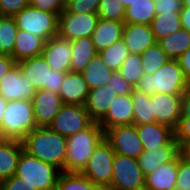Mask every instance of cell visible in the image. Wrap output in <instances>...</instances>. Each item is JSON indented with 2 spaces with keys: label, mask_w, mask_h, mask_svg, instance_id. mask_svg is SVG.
<instances>
[{
  "label": "cell",
  "mask_w": 190,
  "mask_h": 190,
  "mask_svg": "<svg viewBox=\"0 0 190 190\" xmlns=\"http://www.w3.org/2000/svg\"><path fill=\"white\" fill-rule=\"evenodd\" d=\"M23 150L65 172L67 137L48 126L36 127L22 141Z\"/></svg>",
  "instance_id": "cell-1"
},
{
  "label": "cell",
  "mask_w": 190,
  "mask_h": 190,
  "mask_svg": "<svg viewBox=\"0 0 190 190\" xmlns=\"http://www.w3.org/2000/svg\"><path fill=\"white\" fill-rule=\"evenodd\" d=\"M103 138L104 130L95 121L87 128L67 137L65 172L81 173Z\"/></svg>",
  "instance_id": "cell-2"
},
{
  "label": "cell",
  "mask_w": 190,
  "mask_h": 190,
  "mask_svg": "<svg viewBox=\"0 0 190 190\" xmlns=\"http://www.w3.org/2000/svg\"><path fill=\"white\" fill-rule=\"evenodd\" d=\"M188 85L179 61L170 59L153 75L144 74L134 89L148 95L154 93L182 95Z\"/></svg>",
  "instance_id": "cell-3"
},
{
  "label": "cell",
  "mask_w": 190,
  "mask_h": 190,
  "mask_svg": "<svg viewBox=\"0 0 190 190\" xmlns=\"http://www.w3.org/2000/svg\"><path fill=\"white\" fill-rule=\"evenodd\" d=\"M32 102L28 100L8 101L0 122V139L22 142L36 128Z\"/></svg>",
  "instance_id": "cell-4"
},
{
  "label": "cell",
  "mask_w": 190,
  "mask_h": 190,
  "mask_svg": "<svg viewBox=\"0 0 190 190\" xmlns=\"http://www.w3.org/2000/svg\"><path fill=\"white\" fill-rule=\"evenodd\" d=\"M62 171L24 150L21 152L15 175L22 178L37 190H56L57 181Z\"/></svg>",
  "instance_id": "cell-5"
},
{
  "label": "cell",
  "mask_w": 190,
  "mask_h": 190,
  "mask_svg": "<svg viewBox=\"0 0 190 190\" xmlns=\"http://www.w3.org/2000/svg\"><path fill=\"white\" fill-rule=\"evenodd\" d=\"M18 29L42 38L45 42L58 36V15L27 5L15 16Z\"/></svg>",
  "instance_id": "cell-6"
},
{
  "label": "cell",
  "mask_w": 190,
  "mask_h": 190,
  "mask_svg": "<svg viewBox=\"0 0 190 190\" xmlns=\"http://www.w3.org/2000/svg\"><path fill=\"white\" fill-rule=\"evenodd\" d=\"M17 63L36 90L46 89L59 93L65 73L52 70L42 55L26 58Z\"/></svg>",
  "instance_id": "cell-7"
},
{
  "label": "cell",
  "mask_w": 190,
  "mask_h": 190,
  "mask_svg": "<svg viewBox=\"0 0 190 190\" xmlns=\"http://www.w3.org/2000/svg\"><path fill=\"white\" fill-rule=\"evenodd\" d=\"M114 157L115 152L110 143L103 138L95 147L92 156L81 174L95 185L107 190L111 184Z\"/></svg>",
  "instance_id": "cell-8"
},
{
  "label": "cell",
  "mask_w": 190,
  "mask_h": 190,
  "mask_svg": "<svg viewBox=\"0 0 190 190\" xmlns=\"http://www.w3.org/2000/svg\"><path fill=\"white\" fill-rule=\"evenodd\" d=\"M145 187L138 160L115 154L110 187L107 190H137Z\"/></svg>",
  "instance_id": "cell-9"
},
{
  "label": "cell",
  "mask_w": 190,
  "mask_h": 190,
  "mask_svg": "<svg viewBox=\"0 0 190 190\" xmlns=\"http://www.w3.org/2000/svg\"><path fill=\"white\" fill-rule=\"evenodd\" d=\"M97 13L76 14L65 9L58 15V36L70 42L91 37L97 27Z\"/></svg>",
  "instance_id": "cell-10"
},
{
  "label": "cell",
  "mask_w": 190,
  "mask_h": 190,
  "mask_svg": "<svg viewBox=\"0 0 190 190\" xmlns=\"http://www.w3.org/2000/svg\"><path fill=\"white\" fill-rule=\"evenodd\" d=\"M92 122L85 106L63 104L48 127L62 136L69 137L87 128Z\"/></svg>",
  "instance_id": "cell-11"
},
{
  "label": "cell",
  "mask_w": 190,
  "mask_h": 190,
  "mask_svg": "<svg viewBox=\"0 0 190 190\" xmlns=\"http://www.w3.org/2000/svg\"><path fill=\"white\" fill-rule=\"evenodd\" d=\"M104 138L115 154L137 159L144 151L135 124L111 127L104 132Z\"/></svg>",
  "instance_id": "cell-12"
},
{
  "label": "cell",
  "mask_w": 190,
  "mask_h": 190,
  "mask_svg": "<svg viewBox=\"0 0 190 190\" xmlns=\"http://www.w3.org/2000/svg\"><path fill=\"white\" fill-rule=\"evenodd\" d=\"M151 115L155 122L175 130L182 113V95L154 93L150 95Z\"/></svg>",
  "instance_id": "cell-13"
},
{
  "label": "cell",
  "mask_w": 190,
  "mask_h": 190,
  "mask_svg": "<svg viewBox=\"0 0 190 190\" xmlns=\"http://www.w3.org/2000/svg\"><path fill=\"white\" fill-rule=\"evenodd\" d=\"M36 89L22 73L18 63L0 80V95L5 101H31Z\"/></svg>",
  "instance_id": "cell-14"
},
{
  "label": "cell",
  "mask_w": 190,
  "mask_h": 190,
  "mask_svg": "<svg viewBox=\"0 0 190 190\" xmlns=\"http://www.w3.org/2000/svg\"><path fill=\"white\" fill-rule=\"evenodd\" d=\"M31 102L37 127L49 126L63 105L58 93L46 89L36 90Z\"/></svg>",
  "instance_id": "cell-15"
},
{
  "label": "cell",
  "mask_w": 190,
  "mask_h": 190,
  "mask_svg": "<svg viewBox=\"0 0 190 190\" xmlns=\"http://www.w3.org/2000/svg\"><path fill=\"white\" fill-rule=\"evenodd\" d=\"M52 70L67 73L71 71V42L59 36L47 40L41 53Z\"/></svg>",
  "instance_id": "cell-16"
},
{
  "label": "cell",
  "mask_w": 190,
  "mask_h": 190,
  "mask_svg": "<svg viewBox=\"0 0 190 190\" xmlns=\"http://www.w3.org/2000/svg\"><path fill=\"white\" fill-rule=\"evenodd\" d=\"M133 102L131 94L117 95L107 113L98 121L104 132L114 126L133 124Z\"/></svg>",
  "instance_id": "cell-17"
},
{
  "label": "cell",
  "mask_w": 190,
  "mask_h": 190,
  "mask_svg": "<svg viewBox=\"0 0 190 190\" xmlns=\"http://www.w3.org/2000/svg\"><path fill=\"white\" fill-rule=\"evenodd\" d=\"M144 150L160 149L175 138V131L164 124L152 122L136 125Z\"/></svg>",
  "instance_id": "cell-18"
},
{
  "label": "cell",
  "mask_w": 190,
  "mask_h": 190,
  "mask_svg": "<svg viewBox=\"0 0 190 190\" xmlns=\"http://www.w3.org/2000/svg\"><path fill=\"white\" fill-rule=\"evenodd\" d=\"M90 89L81 73L68 71L65 73L59 95L63 104L85 106Z\"/></svg>",
  "instance_id": "cell-19"
},
{
  "label": "cell",
  "mask_w": 190,
  "mask_h": 190,
  "mask_svg": "<svg viewBox=\"0 0 190 190\" xmlns=\"http://www.w3.org/2000/svg\"><path fill=\"white\" fill-rule=\"evenodd\" d=\"M180 149L174 138L168 145L160 149L144 150L137 158L139 166L146 177L161 164L172 161L179 153Z\"/></svg>",
  "instance_id": "cell-20"
},
{
  "label": "cell",
  "mask_w": 190,
  "mask_h": 190,
  "mask_svg": "<svg viewBox=\"0 0 190 190\" xmlns=\"http://www.w3.org/2000/svg\"><path fill=\"white\" fill-rule=\"evenodd\" d=\"M122 39L130 53L142 54L149 46L157 41L150 25L125 24Z\"/></svg>",
  "instance_id": "cell-21"
},
{
  "label": "cell",
  "mask_w": 190,
  "mask_h": 190,
  "mask_svg": "<svg viewBox=\"0 0 190 190\" xmlns=\"http://www.w3.org/2000/svg\"><path fill=\"white\" fill-rule=\"evenodd\" d=\"M178 175V155L170 162L161 164L145 177L149 190H175Z\"/></svg>",
  "instance_id": "cell-22"
},
{
  "label": "cell",
  "mask_w": 190,
  "mask_h": 190,
  "mask_svg": "<svg viewBox=\"0 0 190 190\" xmlns=\"http://www.w3.org/2000/svg\"><path fill=\"white\" fill-rule=\"evenodd\" d=\"M116 96L117 93L108 84L90 89L85 103L90 118L98 122L107 113Z\"/></svg>",
  "instance_id": "cell-23"
},
{
  "label": "cell",
  "mask_w": 190,
  "mask_h": 190,
  "mask_svg": "<svg viewBox=\"0 0 190 190\" xmlns=\"http://www.w3.org/2000/svg\"><path fill=\"white\" fill-rule=\"evenodd\" d=\"M124 25V22L99 18L97 27L91 35L95 50L100 52L122 39Z\"/></svg>",
  "instance_id": "cell-24"
},
{
  "label": "cell",
  "mask_w": 190,
  "mask_h": 190,
  "mask_svg": "<svg viewBox=\"0 0 190 190\" xmlns=\"http://www.w3.org/2000/svg\"><path fill=\"white\" fill-rule=\"evenodd\" d=\"M22 151V142L0 139V182L15 175Z\"/></svg>",
  "instance_id": "cell-25"
},
{
  "label": "cell",
  "mask_w": 190,
  "mask_h": 190,
  "mask_svg": "<svg viewBox=\"0 0 190 190\" xmlns=\"http://www.w3.org/2000/svg\"><path fill=\"white\" fill-rule=\"evenodd\" d=\"M44 44L45 41L42 38L18 29L11 57L18 62L26 58L40 56L43 51Z\"/></svg>",
  "instance_id": "cell-26"
},
{
  "label": "cell",
  "mask_w": 190,
  "mask_h": 190,
  "mask_svg": "<svg viewBox=\"0 0 190 190\" xmlns=\"http://www.w3.org/2000/svg\"><path fill=\"white\" fill-rule=\"evenodd\" d=\"M72 60L71 71L81 73L95 57V50L91 37L79 38L71 42Z\"/></svg>",
  "instance_id": "cell-27"
},
{
  "label": "cell",
  "mask_w": 190,
  "mask_h": 190,
  "mask_svg": "<svg viewBox=\"0 0 190 190\" xmlns=\"http://www.w3.org/2000/svg\"><path fill=\"white\" fill-rule=\"evenodd\" d=\"M156 16L154 0H134L125 8V24L150 25Z\"/></svg>",
  "instance_id": "cell-28"
},
{
  "label": "cell",
  "mask_w": 190,
  "mask_h": 190,
  "mask_svg": "<svg viewBox=\"0 0 190 190\" xmlns=\"http://www.w3.org/2000/svg\"><path fill=\"white\" fill-rule=\"evenodd\" d=\"M113 73L114 71L107 67L99 54L93 57L90 63L81 72L89 89L106 85Z\"/></svg>",
  "instance_id": "cell-29"
},
{
  "label": "cell",
  "mask_w": 190,
  "mask_h": 190,
  "mask_svg": "<svg viewBox=\"0 0 190 190\" xmlns=\"http://www.w3.org/2000/svg\"><path fill=\"white\" fill-rule=\"evenodd\" d=\"M158 43L170 59H178L190 47V32L181 28Z\"/></svg>",
  "instance_id": "cell-30"
},
{
  "label": "cell",
  "mask_w": 190,
  "mask_h": 190,
  "mask_svg": "<svg viewBox=\"0 0 190 190\" xmlns=\"http://www.w3.org/2000/svg\"><path fill=\"white\" fill-rule=\"evenodd\" d=\"M150 26L155 40L158 42L162 38L182 28L180 13L158 14L153 18Z\"/></svg>",
  "instance_id": "cell-31"
},
{
  "label": "cell",
  "mask_w": 190,
  "mask_h": 190,
  "mask_svg": "<svg viewBox=\"0 0 190 190\" xmlns=\"http://www.w3.org/2000/svg\"><path fill=\"white\" fill-rule=\"evenodd\" d=\"M17 32L15 18L0 15V55H12Z\"/></svg>",
  "instance_id": "cell-32"
},
{
  "label": "cell",
  "mask_w": 190,
  "mask_h": 190,
  "mask_svg": "<svg viewBox=\"0 0 190 190\" xmlns=\"http://www.w3.org/2000/svg\"><path fill=\"white\" fill-rule=\"evenodd\" d=\"M133 102V124L142 125L155 122L154 115H151L150 95L133 90L131 93Z\"/></svg>",
  "instance_id": "cell-33"
},
{
  "label": "cell",
  "mask_w": 190,
  "mask_h": 190,
  "mask_svg": "<svg viewBox=\"0 0 190 190\" xmlns=\"http://www.w3.org/2000/svg\"><path fill=\"white\" fill-rule=\"evenodd\" d=\"M56 190H104L81 173L61 172Z\"/></svg>",
  "instance_id": "cell-34"
},
{
  "label": "cell",
  "mask_w": 190,
  "mask_h": 190,
  "mask_svg": "<svg viewBox=\"0 0 190 190\" xmlns=\"http://www.w3.org/2000/svg\"><path fill=\"white\" fill-rule=\"evenodd\" d=\"M98 54L101 56L107 67L116 72L121 68L124 60L130 54V52L124 40L120 39L108 48L98 52Z\"/></svg>",
  "instance_id": "cell-35"
},
{
  "label": "cell",
  "mask_w": 190,
  "mask_h": 190,
  "mask_svg": "<svg viewBox=\"0 0 190 190\" xmlns=\"http://www.w3.org/2000/svg\"><path fill=\"white\" fill-rule=\"evenodd\" d=\"M140 55L143 62L144 73L149 75H153L170 60L158 42L149 46Z\"/></svg>",
  "instance_id": "cell-36"
},
{
  "label": "cell",
  "mask_w": 190,
  "mask_h": 190,
  "mask_svg": "<svg viewBox=\"0 0 190 190\" xmlns=\"http://www.w3.org/2000/svg\"><path fill=\"white\" fill-rule=\"evenodd\" d=\"M117 72L135 87L145 74L141 55L130 53Z\"/></svg>",
  "instance_id": "cell-37"
},
{
  "label": "cell",
  "mask_w": 190,
  "mask_h": 190,
  "mask_svg": "<svg viewBox=\"0 0 190 190\" xmlns=\"http://www.w3.org/2000/svg\"><path fill=\"white\" fill-rule=\"evenodd\" d=\"M97 15L104 20L124 22L125 7L120 0H100Z\"/></svg>",
  "instance_id": "cell-38"
},
{
  "label": "cell",
  "mask_w": 190,
  "mask_h": 190,
  "mask_svg": "<svg viewBox=\"0 0 190 190\" xmlns=\"http://www.w3.org/2000/svg\"><path fill=\"white\" fill-rule=\"evenodd\" d=\"M100 0H66L65 10L76 14L97 13Z\"/></svg>",
  "instance_id": "cell-39"
},
{
  "label": "cell",
  "mask_w": 190,
  "mask_h": 190,
  "mask_svg": "<svg viewBox=\"0 0 190 190\" xmlns=\"http://www.w3.org/2000/svg\"><path fill=\"white\" fill-rule=\"evenodd\" d=\"M177 190H190V160L182 152L178 154Z\"/></svg>",
  "instance_id": "cell-40"
},
{
  "label": "cell",
  "mask_w": 190,
  "mask_h": 190,
  "mask_svg": "<svg viewBox=\"0 0 190 190\" xmlns=\"http://www.w3.org/2000/svg\"><path fill=\"white\" fill-rule=\"evenodd\" d=\"M175 131V139L182 152L190 144V117H181Z\"/></svg>",
  "instance_id": "cell-41"
},
{
  "label": "cell",
  "mask_w": 190,
  "mask_h": 190,
  "mask_svg": "<svg viewBox=\"0 0 190 190\" xmlns=\"http://www.w3.org/2000/svg\"><path fill=\"white\" fill-rule=\"evenodd\" d=\"M66 0H29V5L44 12L59 15L65 9Z\"/></svg>",
  "instance_id": "cell-42"
},
{
  "label": "cell",
  "mask_w": 190,
  "mask_h": 190,
  "mask_svg": "<svg viewBox=\"0 0 190 190\" xmlns=\"http://www.w3.org/2000/svg\"><path fill=\"white\" fill-rule=\"evenodd\" d=\"M107 84L117 95H129L134 90V86L122 78L117 71L111 75Z\"/></svg>",
  "instance_id": "cell-43"
},
{
  "label": "cell",
  "mask_w": 190,
  "mask_h": 190,
  "mask_svg": "<svg viewBox=\"0 0 190 190\" xmlns=\"http://www.w3.org/2000/svg\"><path fill=\"white\" fill-rule=\"evenodd\" d=\"M29 5V0H0V15L15 16Z\"/></svg>",
  "instance_id": "cell-44"
},
{
  "label": "cell",
  "mask_w": 190,
  "mask_h": 190,
  "mask_svg": "<svg viewBox=\"0 0 190 190\" xmlns=\"http://www.w3.org/2000/svg\"><path fill=\"white\" fill-rule=\"evenodd\" d=\"M156 15L162 13H180L183 8L182 0H154Z\"/></svg>",
  "instance_id": "cell-45"
},
{
  "label": "cell",
  "mask_w": 190,
  "mask_h": 190,
  "mask_svg": "<svg viewBox=\"0 0 190 190\" xmlns=\"http://www.w3.org/2000/svg\"><path fill=\"white\" fill-rule=\"evenodd\" d=\"M0 190H37L28 183L22 181V178L13 175L9 179L0 182Z\"/></svg>",
  "instance_id": "cell-46"
},
{
  "label": "cell",
  "mask_w": 190,
  "mask_h": 190,
  "mask_svg": "<svg viewBox=\"0 0 190 190\" xmlns=\"http://www.w3.org/2000/svg\"><path fill=\"white\" fill-rule=\"evenodd\" d=\"M185 79L190 84V47L177 59Z\"/></svg>",
  "instance_id": "cell-47"
},
{
  "label": "cell",
  "mask_w": 190,
  "mask_h": 190,
  "mask_svg": "<svg viewBox=\"0 0 190 190\" xmlns=\"http://www.w3.org/2000/svg\"><path fill=\"white\" fill-rule=\"evenodd\" d=\"M17 64L9 55H0V80Z\"/></svg>",
  "instance_id": "cell-48"
},
{
  "label": "cell",
  "mask_w": 190,
  "mask_h": 190,
  "mask_svg": "<svg viewBox=\"0 0 190 190\" xmlns=\"http://www.w3.org/2000/svg\"><path fill=\"white\" fill-rule=\"evenodd\" d=\"M181 117H190V84L182 94V113Z\"/></svg>",
  "instance_id": "cell-49"
},
{
  "label": "cell",
  "mask_w": 190,
  "mask_h": 190,
  "mask_svg": "<svg viewBox=\"0 0 190 190\" xmlns=\"http://www.w3.org/2000/svg\"><path fill=\"white\" fill-rule=\"evenodd\" d=\"M182 28L190 32V7H183L180 12Z\"/></svg>",
  "instance_id": "cell-50"
},
{
  "label": "cell",
  "mask_w": 190,
  "mask_h": 190,
  "mask_svg": "<svg viewBox=\"0 0 190 190\" xmlns=\"http://www.w3.org/2000/svg\"><path fill=\"white\" fill-rule=\"evenodd\" d=\"M6 106H7V101H5L4 98L0 95V122L2 120Z\"/></svg>",
  "instance_id": "cell-51"
},
{
  "label": "cell",
  "mask_w": 190,
  "mask_h": 190,
  "mask_svg": "<svg viewBox=\"0 0 190 190\" xmlns=\"http://www.w3.org/2000/svg\"><path fill=\"white\" fill-rule=\"evenodd\" d=\"M182 154L190 160V144L182 151Z\"/></svg>",
  "instance_id": "cell-52"
},
{
  "label": "cell",
  "mask_w": 190,
  "mask_h": 190,
  "mask_svg": "<svg viewBox=\"0 0 190 190\" xmlns=\"http://www.w3.org/2000/svg\"><path fill=\"white\" fill-rule=\"evenodd\" d=\"M123 3V6L126 8L129 6L134 0H120Z\"/></svg>",
  "instance_id": "cell-53"
},
{
  "label": "cell",
  "mask_w": 190,
  "mask_h": 190,
  "mask_svg": "<svg viewBox=\"0 0 190 190\" xmlns=\"http://www.w3.org/2000/svg\"><path fill=\"white\" fill-rule=\"evenodd\" d=\"M183 7H190V0H182Z\"/></svg>",
  "instance_id": "cell-54"
},
{
  "label": "cell",
  "mask_w": 190,
  "mask_h": 190,
  "mask_svg": "<svg viewBox=\"0 0 190 190\" xmlns=\"http://www.w3.org/2000/svg\"><path fill=\"white\" fill-rule=\"evenodd\" d=\"M137 190H149L148 188L144 187V188H141V189H137Z\"/></svg>",
  "instance_id": "cell-55"
}]
</instances>
